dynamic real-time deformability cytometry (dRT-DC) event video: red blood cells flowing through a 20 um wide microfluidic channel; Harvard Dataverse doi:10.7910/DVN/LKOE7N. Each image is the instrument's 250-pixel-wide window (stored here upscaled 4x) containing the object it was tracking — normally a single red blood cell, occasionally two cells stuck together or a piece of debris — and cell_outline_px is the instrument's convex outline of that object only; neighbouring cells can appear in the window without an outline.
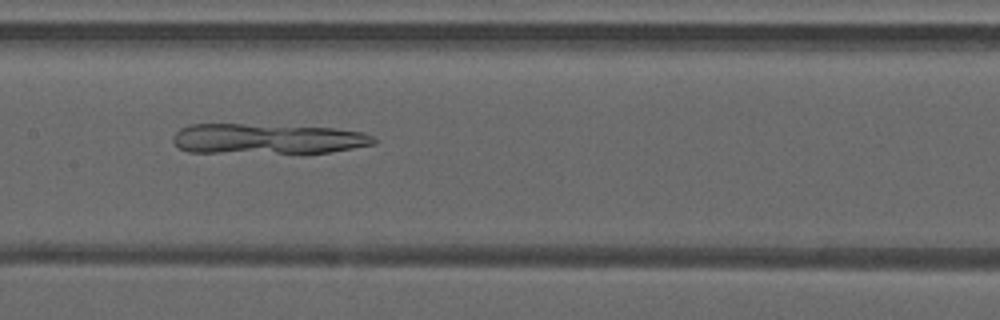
{"species": "common noctule bat (a hibernating species)", "species_latin": "Nyctalus noctula", "temperature_condition": "warm", "stored_images_in_passage": 48, "camera_frame_rate_fps": 3000, "um_per_image_px": 0.085, "animal": {"sex": "male", "forearm_length_mm": 52.5}, "frame": {"image": 1, "passage_image": 24, "time_ms": 7.667, "image_size_px": [1000, 320], "cell_outline_px": [[376, 144], [332, 152], [304, 156], [300, 156], [188, 152], [180, 148], [172, 140], [172, 136], [180, 128], [188, 124], [244, 124], [332, 128], [364, 132], [372, 136], [376, 140]], "centroid_in_image_um": [22.76, 11.86], "position_along_channel_um": 184.6, "area_um2": 37.34}}
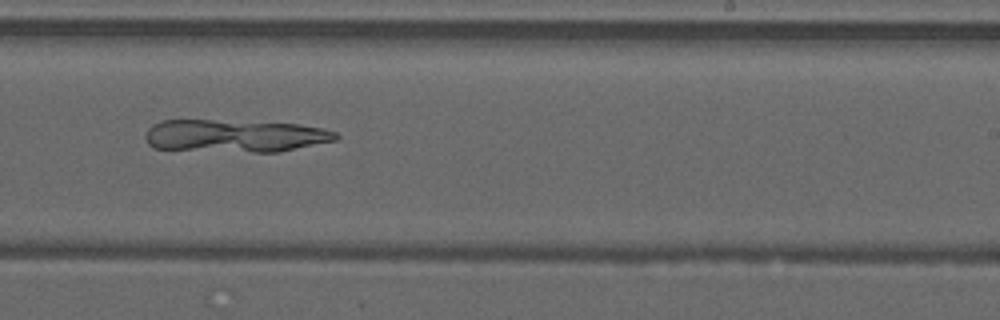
{"frame": {"image": 2, "passage_image": 30, "time_ms": 9.667, "image_size_px": [1000, 320], "cell_outline_px": [[340, 136], [336, 140], [280, 152], [252, 152], [152, 148], [148, 144], [144, 136], [148, 128], [152, 124], [160, 120], [212, 120], [300, 124], [324, 128], [336, 132]], "centroid_in_image_um": [19.97, 11.54], "position_along_channel_um": 269.0, "area_um2": 36.3}}
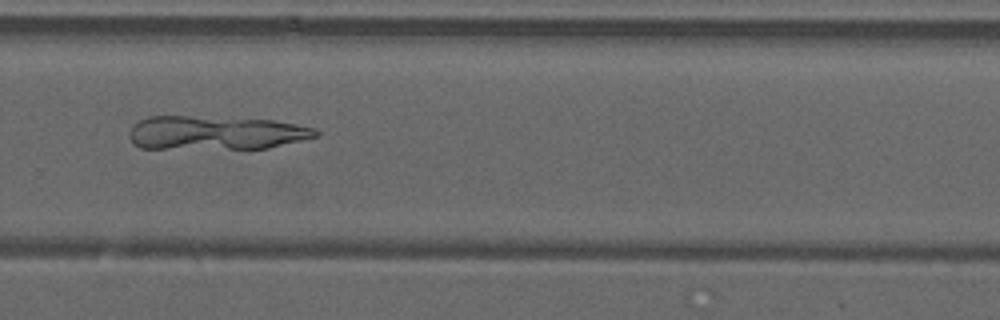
{"frame": {"image": 3, "passage_image": 33, "time_ms": 10.667, "image_size_px": [1000, 320], "cell_outline_px": [[320, 136], [268, 148], [140, 148], [128, 136], [132, 128], [140, 120], [148, 116], [188, 116], [272, 120], [296, 124], [316, 128], [320, 132]], "centroid_in_image_um": [18.38, 11.29], "position_along_channel_um": 311.4, "area_um2": 36.47}}